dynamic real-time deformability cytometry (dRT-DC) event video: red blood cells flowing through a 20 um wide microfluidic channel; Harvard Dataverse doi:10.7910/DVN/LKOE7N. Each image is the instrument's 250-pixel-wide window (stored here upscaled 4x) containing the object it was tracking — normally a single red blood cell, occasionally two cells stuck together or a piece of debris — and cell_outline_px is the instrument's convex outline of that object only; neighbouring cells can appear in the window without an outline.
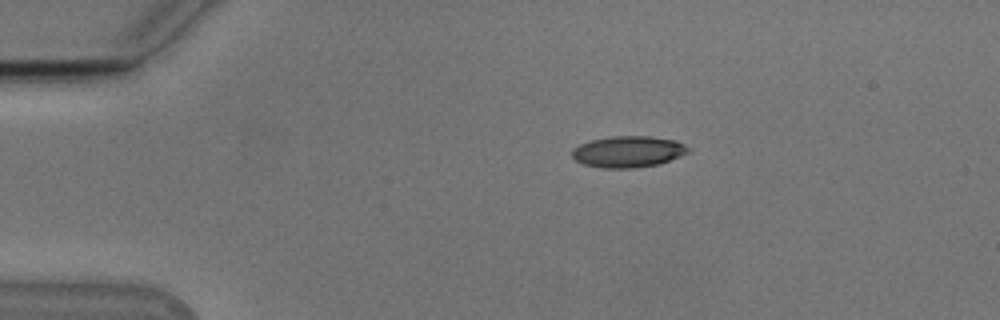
{"species": "Egyptian fruit bat (a non-hibernating species)", "species_latin": "Rousettus aegyptiacus", "temperature_condition": "cold", "stored_images_in_passage": 44, "camera_frame_rate_fps": 3000, "um_per_image_px": 0.085, "animal": {"sex": "male"}, "frame": {"image": 1, "passage_image": 1, "time_ms": 0.0, "image_size_px": [1000, 320], "cell_outline_px": [[692, 148], [688, 152], [680, 156], [656, 164], [632, 168], [604, 168], [584, 164], [576, 160], [572, 156], [572, 148], [580, 144], [592, 140], [612, 136], [648, 136], [676, 140]], "centroid_in_image_um": [53.39, 12.88], "position_along_channel_um": 31.6, "area_um2": 21.04}}
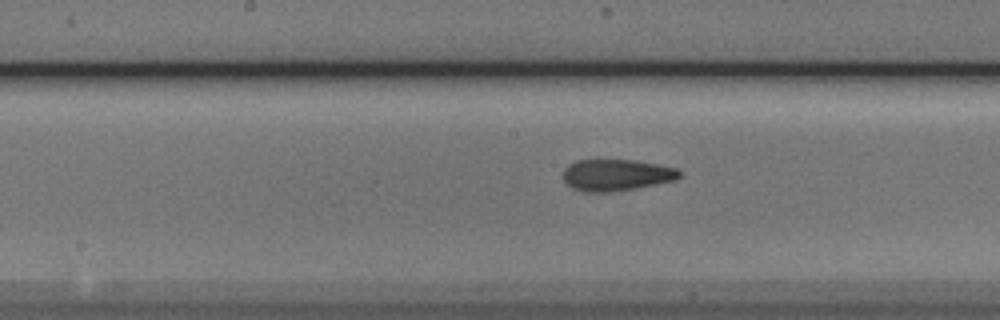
{"frame": {"image": 2, "passage_image": 18, "time_ms": 5.667, "image_size_px": [1000, 320], "cell_outline_px": [[680, 176], [672, 180], [612, 192], [584, 192], [572, 188], [564, 180], [564, 168], [568, 164], [576, 160], [632, 160], [656, 164], [676, 168], [680, 172]], "centroid_in_image_um": [52.31, 14.87], "position_along_channel_um": 195.9, "area_um2": 20.98}}
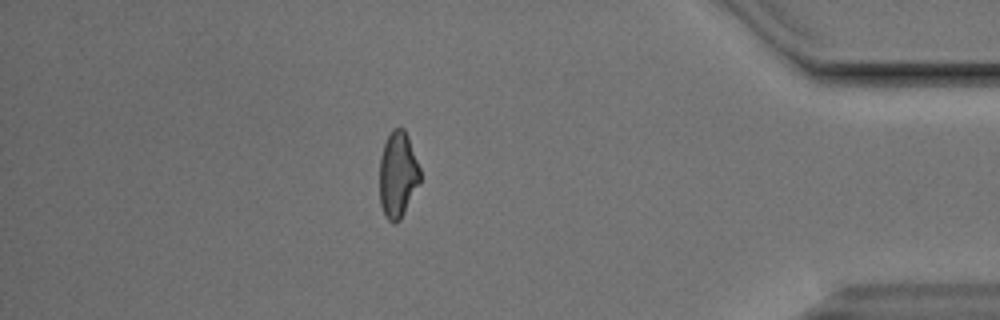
{"frame": {"image": 3, "passage_image": 37, "time_ms": 12.0, "image_size_px": [1000, 320], "cell_outline_px": [[420, 180], [400, 220], [396, 224], [392, 224], [384, 216], [380, 204], [380, 156], [384, 144], [392, 128], [404, 128], [408, 136], [420, 168]], "centroid_in_image_um": [33.8, 14.85], "position_along_channel_um": 401.4, "area_um2": 20.29}, "authors_computed_cell_mechanics": {"area_um2": 21.097, "velocity_mm_per_s": 3.8614, "shape_relaxation_time_tau1_ms": 6.7397, "shape_relaxation_time_tau2_ms": 2.2396, "deformation_change_tau1": 0.1969, "deformation_change_tau2": 0.103}}